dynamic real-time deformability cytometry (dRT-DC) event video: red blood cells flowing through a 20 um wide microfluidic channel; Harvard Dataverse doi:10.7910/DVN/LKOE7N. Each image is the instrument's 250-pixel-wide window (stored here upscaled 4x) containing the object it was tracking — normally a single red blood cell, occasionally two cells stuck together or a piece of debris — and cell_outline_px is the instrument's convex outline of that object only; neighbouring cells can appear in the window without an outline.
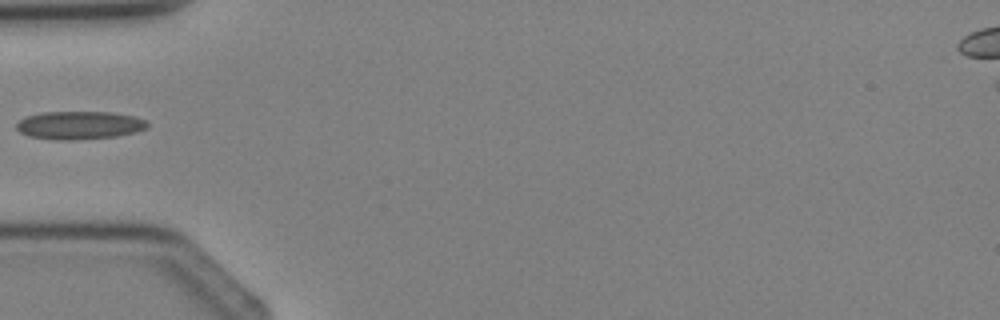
{"species": "Egyptian fruit bat (a non-hibernating species)", "species_latin": "Rousettus aegyptiacus", "temperature_condition": "cold", "stored_images_in_passage": 4, "camera_frame_rate_fps": 3000, "um_per_image_px": 0.085, "animal": {"sex": "female"}, "frame": {"image": 1, "passage_image": 4, "time_ms": 3.667, "image_size_px": [1000, 320], "cell_outline_px": [[148, 128], [136, 132], [116, 136], [72, 140], [52, 140], [28, 136], [20, 132], [16, 128], [16, 124], [24, 116], [44, 112], [108, 112], [136, 116], [144, 120], [148, 124]], "centroid_in_image_um": [6.73, 10.65], "position_along_channel_um": 78.3, "area_um2": 21.56}}